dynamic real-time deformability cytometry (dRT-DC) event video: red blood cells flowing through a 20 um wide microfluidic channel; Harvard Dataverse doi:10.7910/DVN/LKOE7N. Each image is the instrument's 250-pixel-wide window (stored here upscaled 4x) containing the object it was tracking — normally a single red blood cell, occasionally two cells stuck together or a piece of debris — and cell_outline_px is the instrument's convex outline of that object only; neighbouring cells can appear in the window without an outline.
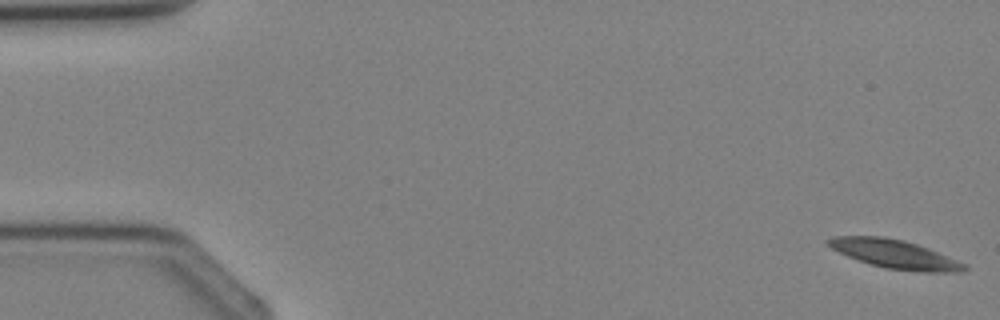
{"species": "Egyptian fruit bat (a non-hibernating species)", "species_latin": "Rousettus aegyptiacus", "temperature_condition": "cold", "stored_images_in_passage": 5, "camera_frame_rate_fps": 3000, "um_per_image_px": 0.085, "animal": {"sex": "female"}, "frame": {"image": 1, "passage_image": 1, "time_ms": 0.0, "image_size_px": [1000, 320], "cell_outline_px": [[968, 268], [964, 272], [924, 272], [884, 268], [848, 256], [832, 248], [824, 240], [832, 236], [884, 236], [904, 240], [928, 248], [968, 264]], "centroid_in_image_um": [76.1, 21.6], "position_along_channel_um": 8.9, "area_um2": 22.72}}
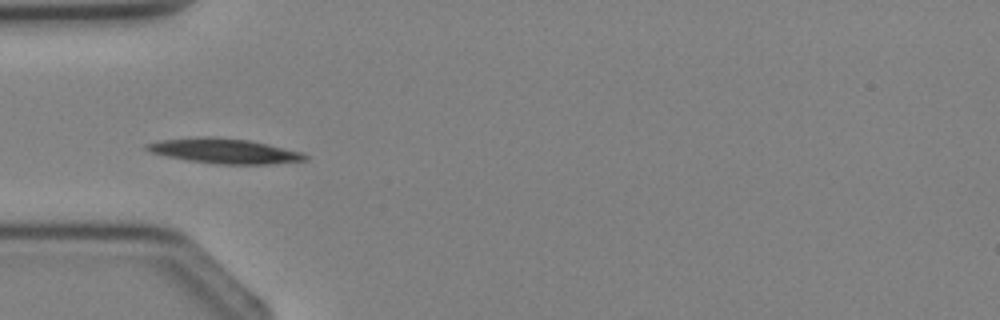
{"frame": {"image": 2, "passage_image": 4, "time_ms": 3.667, "image_size_px": [1000, 320], "cell_outline_px": [[308, 160], [272, 164], [220, 164], [188, 160], [148, 152], [144, 148], [144, 144], [160, 140], [204, 136], [212, 136], [248, 140], [300, 152], [308, 156]], "centroid_in_image_um": [19.02, 12.83], "position_along_channel_um": 66.0, "area_um2": 22.83}}
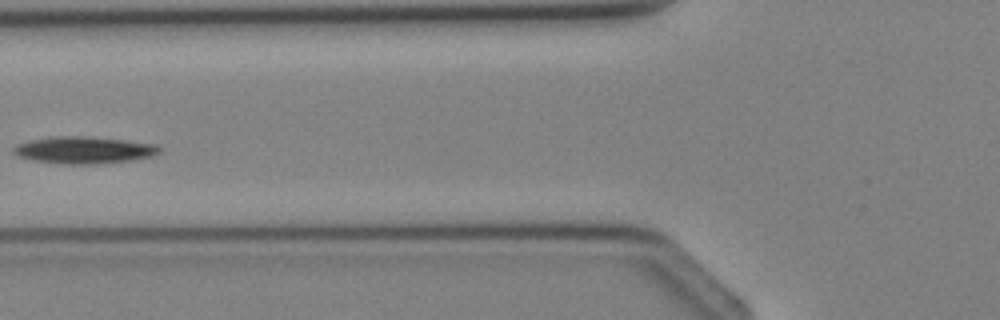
{"frame": {"image": 3, "passage_image": 5, "time_ms": 4.667, "image_size_px": [1000, 320], "cell_outline_px": [[160, 152], [152, 156], [132, 160], [100, 164], [60, 164], [32, 160], [16, 156], [12, 152], [12, 148], [16, 144], [28, 140], [56, 136], [84, 136], [124, 140], [156, 144], [160, 148]], "centroid_in_image_um": [7.08, 12.76], "position_along_channel_um": 118.7, "area_um2": 23.18}}